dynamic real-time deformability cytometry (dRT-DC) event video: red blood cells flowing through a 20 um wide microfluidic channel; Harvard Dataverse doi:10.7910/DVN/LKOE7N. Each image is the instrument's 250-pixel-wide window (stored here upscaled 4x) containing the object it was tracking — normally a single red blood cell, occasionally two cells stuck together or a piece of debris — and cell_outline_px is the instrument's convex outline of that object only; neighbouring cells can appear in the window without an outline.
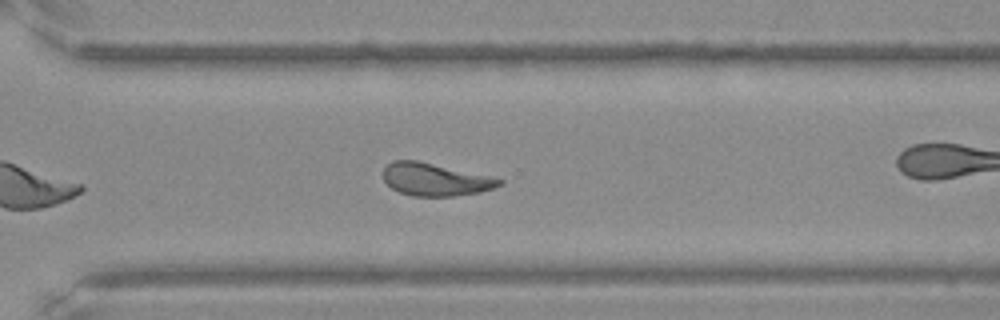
{"species": "Egyptian fruit bat (a non-hibernating species)", "species_latin": "Rousettus aegyptiacus", "temperature_condition": "warm", "stored_images_in_passage": 35, "camera_frame_rate_fps": 3000, "um_per_image_px": 0.085, "frame": {"image": 1, "passage_image": 25, "time_ms": 8.0, "image_size_px": [1000, 320], "cell_outline_px": [[504, 184], [492, 188], [476, 192], [452, 196], [412, 196], [400, 192], [392, 188], [384, 180], [384, 168], [392, 160], [416, 160], [488, 176], [504, 180]], "centroid_in_image_um": [36.95, 15.25], "position_along_channel_um": 333.6, "area_um2": 21.62}, "authors_computed_cell_mechanics": {"area_um2": 22.542, "velocity_mm_per_s": 3.8176, "shape_relaxation_time_tau1_ms": 4.0734, "shape_relaxation_time_tau2_ms": 2.339, "deformation_change_tau1": 0.1746, "deformation_change_tau2": 0.1173}}